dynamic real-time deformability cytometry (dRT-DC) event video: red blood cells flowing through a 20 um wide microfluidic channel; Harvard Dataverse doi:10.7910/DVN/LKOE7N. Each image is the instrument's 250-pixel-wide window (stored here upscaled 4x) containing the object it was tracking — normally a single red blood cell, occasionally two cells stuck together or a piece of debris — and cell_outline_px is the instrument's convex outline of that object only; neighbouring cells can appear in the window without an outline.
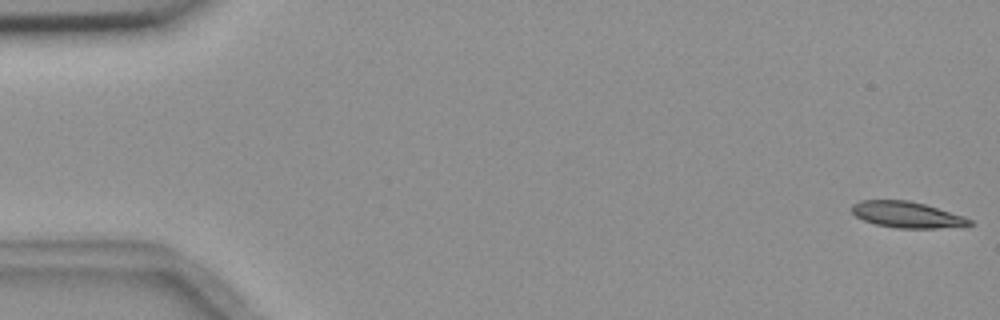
{"species": "common noctule bat (a hibernating species)", "species_latin": "Nyctalus noctula", "temperature_condition": "room temperature", "stored_images_in_passage": 7, "camera_frame_rate_fps": 3000, "um_per_image_px": 0.085, "animal": {"sex": "female", "body_mass_g": 18.4}, "frame": {"image": 1, "passage_image": 1, "time_ms": 0.0, "image_size_px": [1000, 320], "cell_outline_px": [[972, 224], [936, 228], [896, 228], [876, 224], [864, 220], [856, 216], [852, 212], [852, 204], [860, 200], [908, 200], [924, 204], [964, 216], [972, 220]], "centroid_in_image_um": [77.05, 18.24], "position_along_channel_um": 8.0, "area_um2": 17.69}}
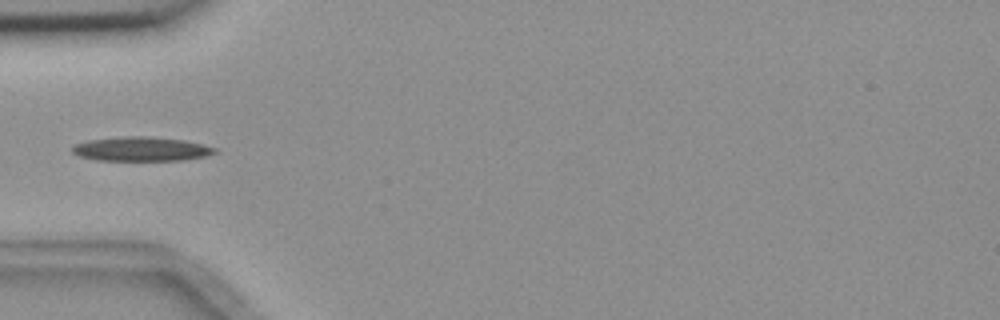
{"frame": {"image": 2, "passage_image": 5, "time_ms": 5.667, "image_size_px": [1000, 320], "cell_outline_px": [[216, 152], [204, 156], [184, 160], [96, 160], [80, 156], [72, 152], [72, 148], [76, 144], [88, 140], [128, 136], [148, 136], [184, 140], [216, 148]], "centroid_in_image_um": [11.99, 12.66], "position_along_channel_um": 73.0, "area_um2": 19.83}}
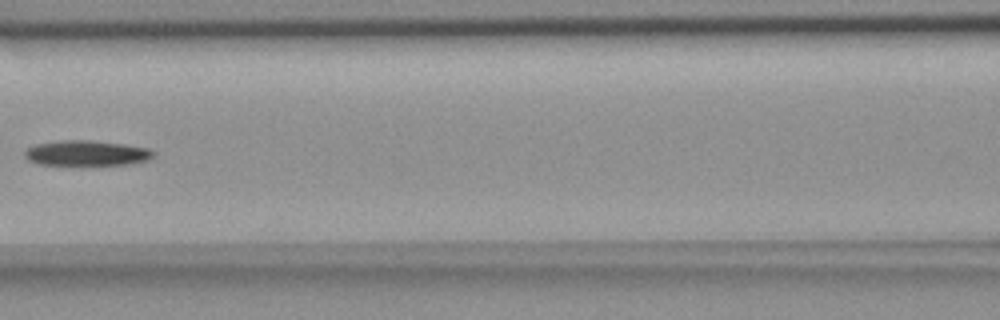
{"frame": {"image": 3, "passage_image": 7, "time_ms": 8.0, "image_size_px": [1000, 320], "cell_outline_px": [[156, 152], [148, 160], [128, 164], [80, 168], [40, 164], [28, 160], [24, 156], [24, 152], [28, 148], [36, 144], [64, 140], [92, 140], [124, 144], [148, 148]], "centroid_in_image_um": [7.35, 13.07], "position_along_channel_um": 159.3, "area_um2": 19.94}}